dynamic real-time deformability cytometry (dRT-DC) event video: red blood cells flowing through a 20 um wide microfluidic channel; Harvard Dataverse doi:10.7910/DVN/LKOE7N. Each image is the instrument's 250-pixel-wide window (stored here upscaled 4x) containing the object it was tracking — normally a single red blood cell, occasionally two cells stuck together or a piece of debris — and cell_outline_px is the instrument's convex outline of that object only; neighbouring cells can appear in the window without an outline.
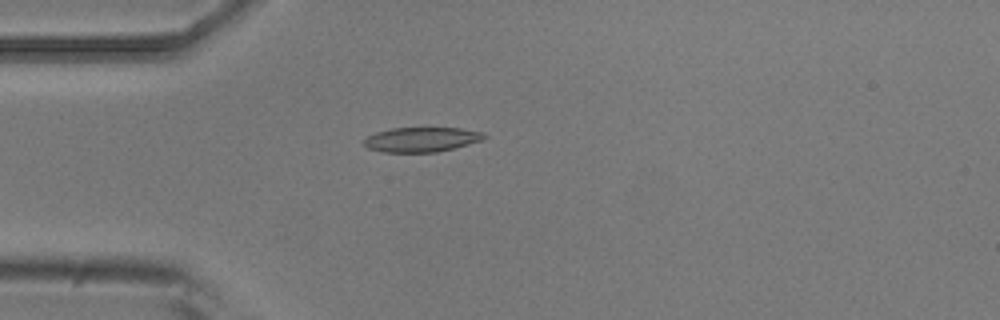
{"species": "common noctule bat (a hibernating species)", "species_latin": "Nyctalus noctula", "temperature_condition": "room temperature", "stored_images_in_passage": 4, "camera_frame_rate_fps": 3000, "um_per_image_px": 0.085, "animal": {"sex": "male", "body_mass_g": 20.5, "forearm_length_mm": 52.5}, "frame": {"image": 1, "passage_image": 4, "time_ms": 1.0, "image_size_px": [1000, 320], "cell_outline_px": [[488, 136], [484, 140], [436, 152], [384, 152], [368, 148], [364, 144], [364, 140], [368, 136], [376, 132], [392, 128], [460, 128], [484, 132]], "centroid_in_image_um": [35.86, 11.85], "position_along_channel_um": 49.1, "area_um2": 17.22}}